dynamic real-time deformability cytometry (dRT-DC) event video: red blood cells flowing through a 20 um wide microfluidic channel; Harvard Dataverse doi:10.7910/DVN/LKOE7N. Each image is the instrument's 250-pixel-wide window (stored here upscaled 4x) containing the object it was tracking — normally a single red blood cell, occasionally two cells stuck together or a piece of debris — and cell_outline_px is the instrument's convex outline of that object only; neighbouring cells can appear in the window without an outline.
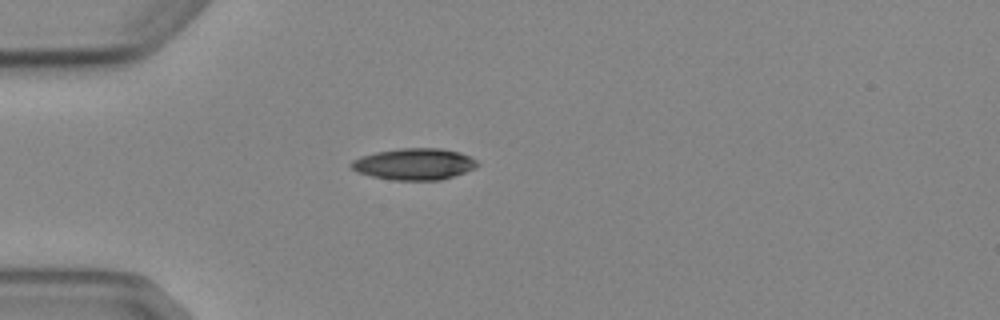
{"species": "Egyptian fruit bat (a non-hibernating species)", "species_latin": "Rousettus aegyptiacus", "temperature_condition": "cold", "stored_images_in_passage": 4, "camera_frame_rate_fps": 3000, "um_per_image_px": 0.085, "animal": {"sex": "female"}, "frame": {"image": 1, "passage_image": 3, "time_ms": 2.333, "image_size_px": [1000, 320], "cell_outline_px": [[480, 164], [476, 168], [440, 180], [392, 180], [372, 176], [360, 172], [352, 168], [348, 164], [352, 160], [360, 156], [376, 152], [400, 148], [440, 148], [460, 152], [476, 160]], "centroid_in_image_um": [35.21, 13.94], "position_along_channel_um": 49.8, "area_um2": 23.12}}